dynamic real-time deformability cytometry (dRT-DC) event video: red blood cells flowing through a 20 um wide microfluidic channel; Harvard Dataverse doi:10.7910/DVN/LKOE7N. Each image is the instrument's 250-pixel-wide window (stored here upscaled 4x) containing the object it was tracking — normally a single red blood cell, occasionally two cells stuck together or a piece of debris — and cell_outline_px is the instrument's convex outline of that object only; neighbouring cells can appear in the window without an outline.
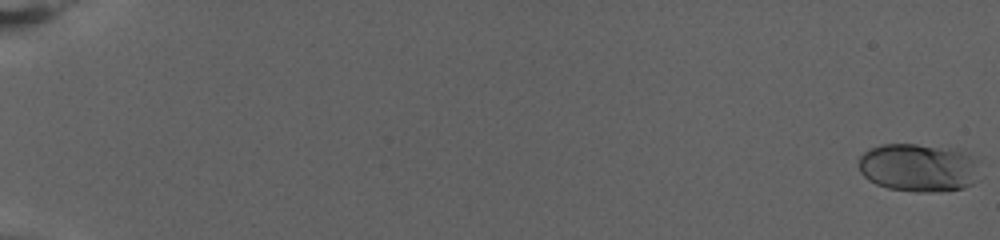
{"species": "human", "species_latin": "Homo sapiens", "temperature_condition": "warm", "stored_images_in_passage": 77, "camera_frame_rate_fps": 3000, "um_per_image_px": 0.085, "donor": {"sex": "female"}, "frame": {"image": 1, "passage_image": 1, "time_ms": 0.0, "image_size_px": [1000, 240], "cell_outline_px": [[976, 160], [972, 184], [964, 188], [932, 192], [916, 192], [888, 188], [876, 184], [868, 180], [860, 172], [860, 156], [868, 148], [880, 144], [916, 144], [964, 148]], "centroid_in_image_um": [78.04, 14.22], "position_along_channel_um": 7.0, "area_um2": 34.22}}
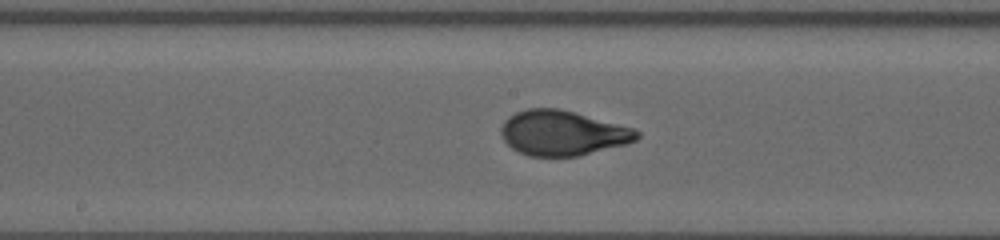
{"frame": {"image": 2, "passage_image": 44, "time_ms": 14.333, "image_size_px": [1000, 240], "cell_outline_px": [[640, 136], [636, 140], [628, 144], [580, 156], [528, 156], [512, 148], [504, 140], [500, 132], [500, 128], [504, 120], [508, 116], [516, 112], [528, 108], [560, 108], [632, 128], [640, 132]], "centroid_in_image_um": [47.81, 11.31], "position_along_channel_um": 200.4, "area_um2": 35.66}}
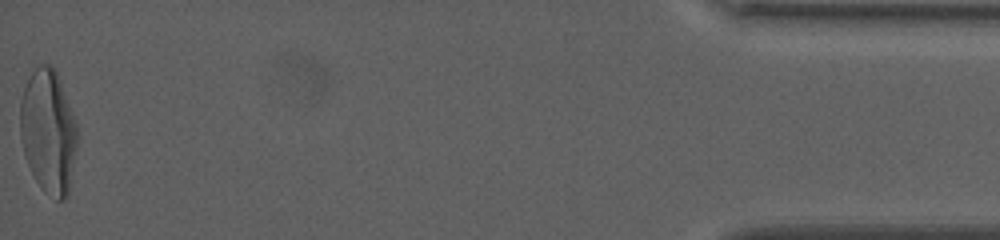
{"frame": {"image": 3, "passage_image": 77, "time_ms": 25.333, "image_size_px": [1000, 240], "cell_outline_px": [[76, 144], [68, 196], [64, 200], [56, 200], [44, 192], [40, 188], [28, 164], [24, 152], [20, 132], [20, 104], [24, 88], [32, 72], [40, 64], [48, 64], [56, 72], [60, 80], [76, 124]], "centroid_in_image_um": [4.09, 11.21], "position_along_channel_um": 431.1, "area_um2": 40.58}, "authors_computed_cell_mechanics": {"area_um2": 34.2176, "velocity_mm_per_s": 2.8502, "shape_relaxation_time_tau1_ms": 6.9123, "shape_relaxation_time_tau2_ms": null, "deformation_change_tau1": 0.2572, "deformation_change_tau2": null}}